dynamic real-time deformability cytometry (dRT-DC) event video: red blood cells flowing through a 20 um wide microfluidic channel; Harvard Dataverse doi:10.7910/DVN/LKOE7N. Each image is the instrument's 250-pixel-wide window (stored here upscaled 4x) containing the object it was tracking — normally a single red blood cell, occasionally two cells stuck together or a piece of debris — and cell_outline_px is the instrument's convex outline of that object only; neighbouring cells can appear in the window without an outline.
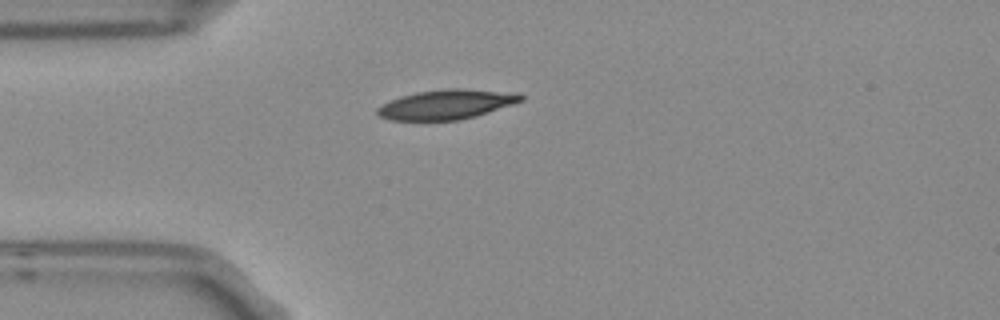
{"species": "Egyptian fruit bat (a non-hibernating species)", "species_latin": "Rousettus aegyptiacus", "temperature_condition": "room temperature", "stored_images_in_passage": 1, "camera_frame_rate_fps": 3000, "um_per_image_px": 0.085, "frame": {"image": 1, "passage_image": 1, "time_ms": 0.0, "image_size_px": [1000, 320], "cell_outline_px": [[524, 100], [476, 116], [460, 120], [388, 120], [380, 116], [376, 112], [376, 108], [400, 96], [416, 92], [444, 88], [464, 88], [496, 92], [524, 96]], "centroid_in_image_um": [37.86, 8.88], "position_along_channel_um": 47.1, "area_um2": 24.33}}